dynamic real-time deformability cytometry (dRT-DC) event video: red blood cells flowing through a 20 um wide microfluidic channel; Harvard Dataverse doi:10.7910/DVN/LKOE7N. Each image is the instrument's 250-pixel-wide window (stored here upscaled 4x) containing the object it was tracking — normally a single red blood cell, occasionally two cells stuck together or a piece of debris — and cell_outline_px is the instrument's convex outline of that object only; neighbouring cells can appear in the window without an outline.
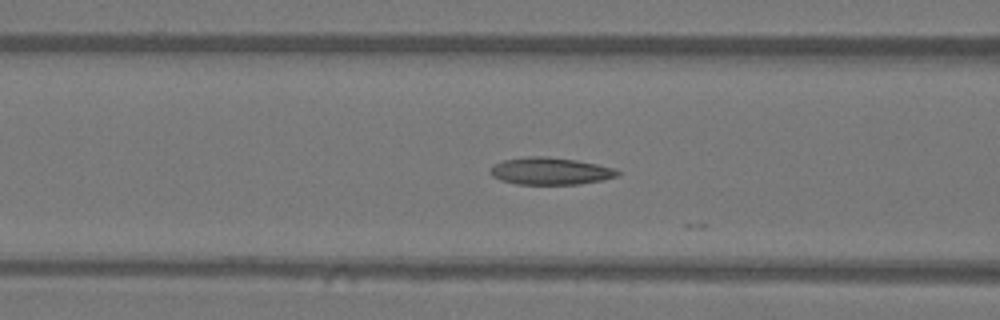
{"species": "Egyptian fruit bat (a non-hibernating species)", "species_latin": "Rousettus aegyptiacus", "temperature_condition": "warm", "stored_images_in_passage": 19, "camera_frame_rate_fps": 3000, "um_per_image_px": 0.085, "animal": {"sex": "female"}, "frame": {"image": 1, "passage_image": 16, "time_ms": 5.0, "image_size_px": [1000, 320], "cell_outline_px": [[620, 176], [604, 180], [580, 184], [516, 184], [500, 180], [492, 176], [488, 172], [496, 164], [504, 160], [524, 156], [548, 156], [576, 160], [616, 168], [620, 172]], "centroid_in_image_um": [46.81, 14.54], "position_along_channel_um": 119.8, "area_um2": 20.35}}